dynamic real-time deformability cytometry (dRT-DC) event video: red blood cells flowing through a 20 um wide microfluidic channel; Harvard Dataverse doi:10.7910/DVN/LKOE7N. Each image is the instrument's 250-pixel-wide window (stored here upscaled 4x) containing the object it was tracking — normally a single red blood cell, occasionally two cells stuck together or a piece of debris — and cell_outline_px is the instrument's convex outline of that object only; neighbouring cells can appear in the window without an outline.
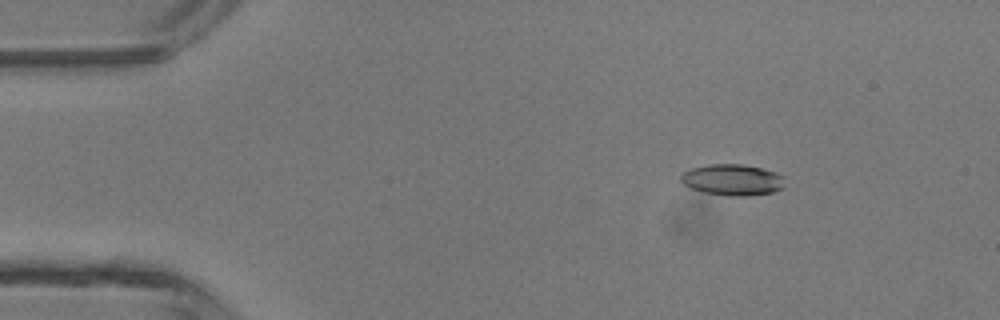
{"species": "common noctule bat (a hibernating species)", "species_latin": "Nyctalus noctula", "temperature_condition": "room temperature", "stored_images_in_passage": 44, "camera_frame_rate_fps": 3000, "um_per_image_px": 0.085, "animal": {"sex": "male", "body_mass_g": 13.3}, "frame": {"image": 1, "passage_image": 4, "time_ms": 1.0, "image_size_px": [1000, 320], "cell_outline_px": [[784, 188], [772, 192], [744, 196], [728, 196], [704, 192], [692, 188], [684, 184], [680, 180], [680, 172], [692, 168], [708, 164], [740, 164], [760, 168], [776, 172], [784, 176]], "centroid_in_image_um": [62.25, 15.28], "position_along_channel_um": 22.7, "area_um2": 18.96}}
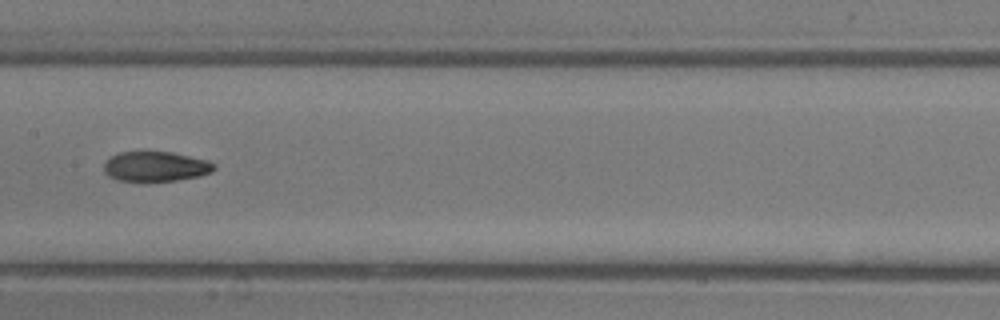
{"frame": {"image": 2, "passage_image": 21, "time_ms": 6.667, "image_size_px": [1000, 320], "cell_outline_px": [[216, 168], [212, 172], [200, 176], [176, 180], [144, 184], [116, 180], [108, 176], [104, 172], [104, 164], [112, 156], [120, 152], [148, 148], [172, 152], [208, 160], [216, 164]], "centroid_in_image_um": [13.2, 14.15], "position_along_channel_um": 194.2, "area_um2": 20.63}}
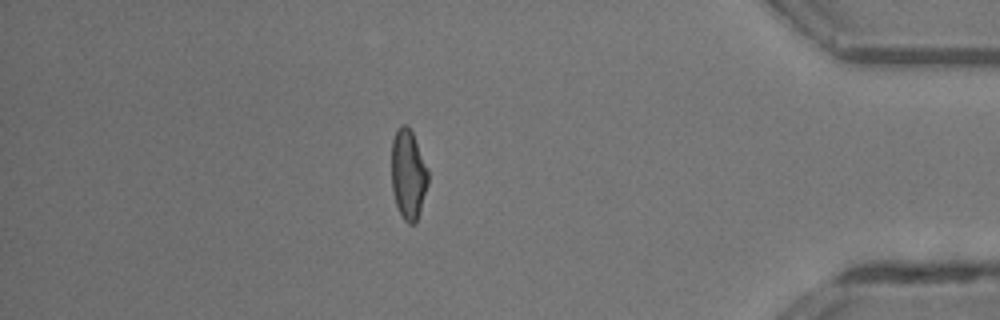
{"frame": {"image": 3, "passage_image": 38, "time_ms": 12.333, "image_size_px": [1000, 320], "cell_outline_px": [[428, 184], [420, 212], [416, 224], [408, 224], [404, 220], [396, 204], [392, 188], [392, 140], [400, 124], [408, 124], [412, 132], [428, 168]], "centroid_in_image_um": [34.71, 14.82], "position_along_channel_um": 400.5, "area_um2": 19.19}, "authors_computed_cell_mechanics": {"area_um2": 19.3052, "velocity_mm_per_s": 4.3851, "shape_relaxation_time_tau1_ms": 6.4455, "shape_relaxation_time_tau2_ms": 2.6361, "deformation_change_tau1": 0.2174, "deformation_change_tau2": 0.0764}}